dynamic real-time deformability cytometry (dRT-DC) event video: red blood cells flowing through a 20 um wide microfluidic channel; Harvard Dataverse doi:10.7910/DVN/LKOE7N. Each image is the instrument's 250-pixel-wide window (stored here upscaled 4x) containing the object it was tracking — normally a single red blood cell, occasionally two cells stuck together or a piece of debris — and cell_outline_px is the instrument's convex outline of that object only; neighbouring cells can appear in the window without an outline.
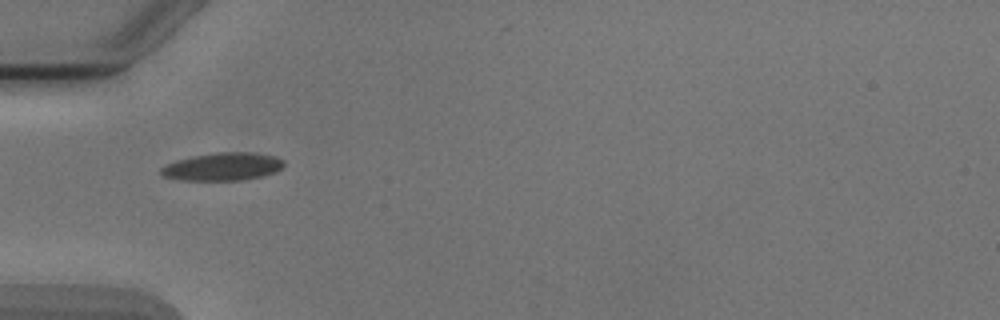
{"species": "Egyptian fruit bat (a non-hibernating species)", "species_latin": "Rousettus aegyptiacus", "temperature_condition": "cold", "stored_images_in_passage": 4, "camera_frame_rate_fps": 3000, "um_per_image_px": 0.085, "animal": {"sex": "male"}, "frame": {"image": 1, "passage_image": 1, "time_ms": 0.0, "image_size_px": [1000, 320], "cell_outline_px": [[284, 164], [276, 172], [260, 176], [240, 180], [184, 180], [164, 176], [160, 172], [160, 168], [176, 160], [216, 152], [252, 152], [276, 156], [284, 160]], "centroid_in_image_um": [18.96, 14.15], "position_along_channel_um": 66.0, "area_um2": 19.71}}
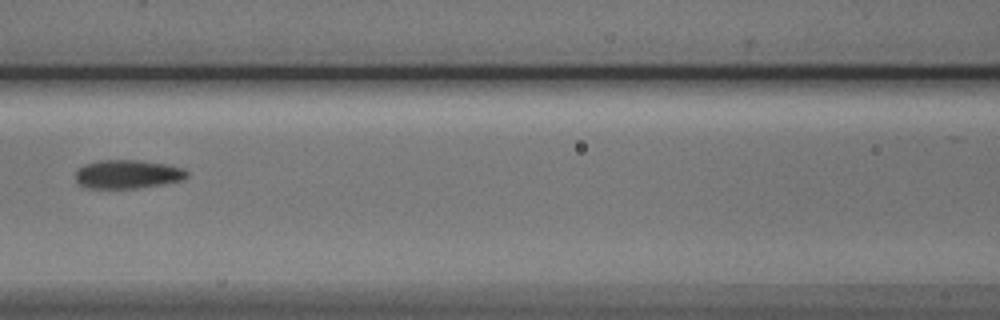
{"frame": {"image": 2, "passage_image": 3, "time_ms": 2.333, "image_size_px": [1000, 320], "cell_outline_px": [[188, 176], [184, 180], [164, 184], [136, 188], [88, 188], [80, 184], [76, 180], [76, 172], [84, 164], [100, 160], [140, 160], [168, 164], [184, 168], [188, 172]], "centroid_in_image_um": [10.9, 14.8], "position_along_channel_um": 155.7, "area_um2": 18.73}}
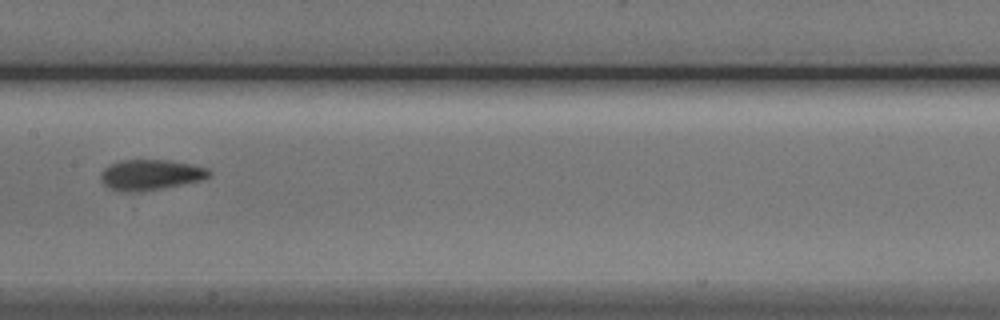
{"frame": {"image": 3, "passage_image": 4, "time_ms": 3.333, "image_size_px": [1000, 320], "cell_outline_px": [[212, 172], [208, 176], [200, 180], [140, 192], [124, 192], [108, 188], [100, 180], [100, 172], [104, 168], [120, 160], [168, 160], [192, 164], [208, 168]], "centroid_in_image_um": [12.75, 14.85], "position_along_channel_um": 194.6, "area_um2": 19.19}}